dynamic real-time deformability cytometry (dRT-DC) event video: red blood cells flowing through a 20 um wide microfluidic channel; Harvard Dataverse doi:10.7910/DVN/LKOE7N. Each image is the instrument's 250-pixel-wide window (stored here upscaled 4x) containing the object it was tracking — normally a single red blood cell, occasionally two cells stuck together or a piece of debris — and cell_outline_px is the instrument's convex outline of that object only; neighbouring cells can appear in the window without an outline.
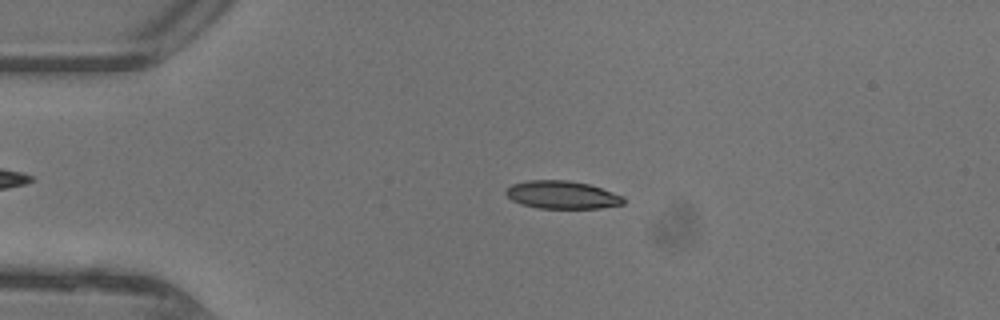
{"species": "common noctule bat (a hibernating species)", "species_latin": "Nyctalus noctula", "temperature_condition": "warm", "stored_images_in_passage": 46, "camera_frame_rate_fps": 3000, "um_per_image_px": 0.085, "animal": {"sex": "female"}, "frame": {"image": 1, "passage_image": 10, "time_ms": 3.0, "image_size_px": [1000, 320], "cell_outline_px": [[624, 204], [600, 208], [536, 208], [520, 204], [512, 200], [504, 192], [512, 184], [528, 180], [568, 180], [588, 184], [624, 196]], "centroid_in_image_um": [47.76, 16.56], "position_along_channel_um": 37.2, "area_um2": 19.07}}
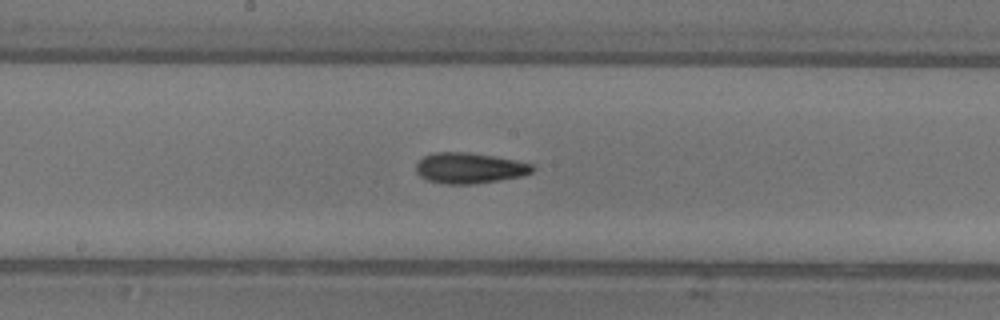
{"frame": {"image": 2, "passage_image": 24, "time_ms": 7.667, "image_size_px": [1000, 320], "cell_outline_px": [[536, 168], [532, 172], [520, 176], [472, 184], [444, 184], [428, 180], [420, 176], [416, 172], [416, 164], [424, 156], [432, 152], [468, 152], [516, 160], [532, 164]], "centroid_in_image_um": [39.88, 14.28], "position_along_channel_um": 208.3, "area_um2": 20.69}}
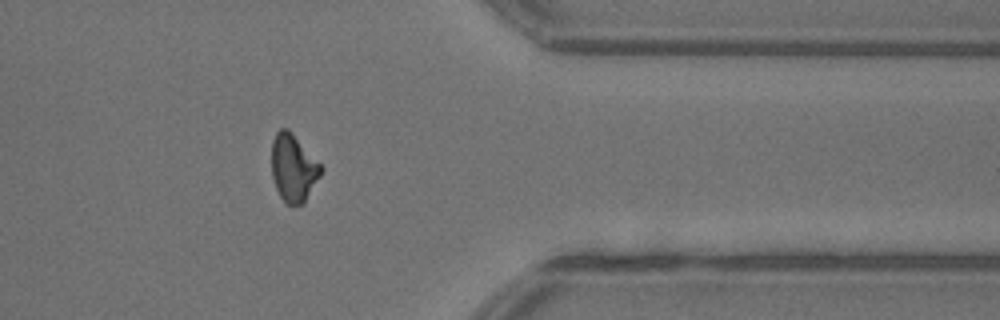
{"frame": {"image": 3, "passage_image": 37, "time_ms": 12.0, "image_size_px": [1000, 320], "cell_outline_px": [[324, 168], [320, 176], [304, 204], [284, 204], [276, 188], [272, 176], [272, 140], [276, 132], [280, 128], [288, 128], [292, 132]], "centroid_in_image_um": [24.93, 14.28], "position_along_channel_um": 386.5, "area_um2": 19.48}, "authors_computed_cell_mechanics": {"area_um2": 19.4786, "velocity_mm_per_s": 4.4654, "shape_relaxation_time_tau1_ms": 4.2517, "shape_relaxation_time_tau2_ms": 3.1517, "deformation_change_tau1": 0.1441, "deformation_change_tau2": 0.1116}}